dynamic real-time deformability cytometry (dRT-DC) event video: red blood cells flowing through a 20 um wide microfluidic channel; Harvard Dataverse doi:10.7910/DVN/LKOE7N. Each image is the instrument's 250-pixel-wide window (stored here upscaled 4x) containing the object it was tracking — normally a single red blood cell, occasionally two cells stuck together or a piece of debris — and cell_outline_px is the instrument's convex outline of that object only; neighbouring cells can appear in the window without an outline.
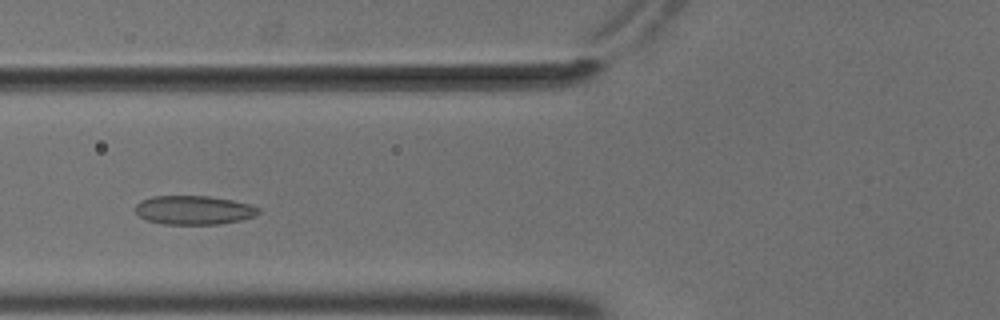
{"species": "common noctule bat (a hibernating species)", "species_latin": "Nyctalus noctula", "temperature_condition": "cold", "stored_images_in_passage": 40, "camera_frame_rate_fps": 3000, "um_per_image_px": 0.085, "animal": {"sex": "male", "body_mass_g": 18.8}, "frame": {"image": 1, "passage_image": 7, "time_ms": 2.0, "image_size_px": [1000, 320], "cell_outline_px": [[260, 212], [256, 216], [240, 220], [220, 224], [164, 224], [148, 220], [140, 216], [132, 208], [140, 200], [152, 196], [208, 196], [232, 200], [248, 204], [260, 208]], "centroid_in_image_um": [16.46, 17.85], "position_along_channel_um": 109.3, "area_um2": 20.81}}
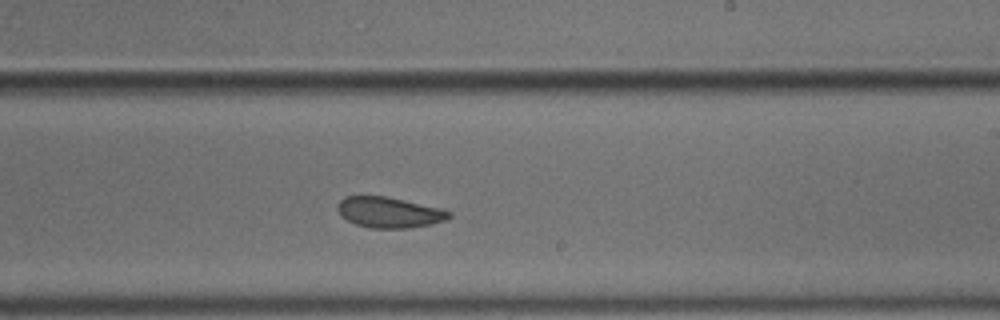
{"frame": {"image": 2, "passage_image": 19, "time_ms": 6.0, "image_size_px": [1000, 320], "cell_outline_px": [[452, 216], [444, 220], [432, 224], [408, 228], [368, 228], [356, 224], [340, 216], [336, 208], [336, 204], [344, 196], [388, 196], [444, 208], [452, 212]], "centroid_in_image_um": [33.09, 18.04], "position_along_channel_um": 255.9, "area_um2": 20.35}}
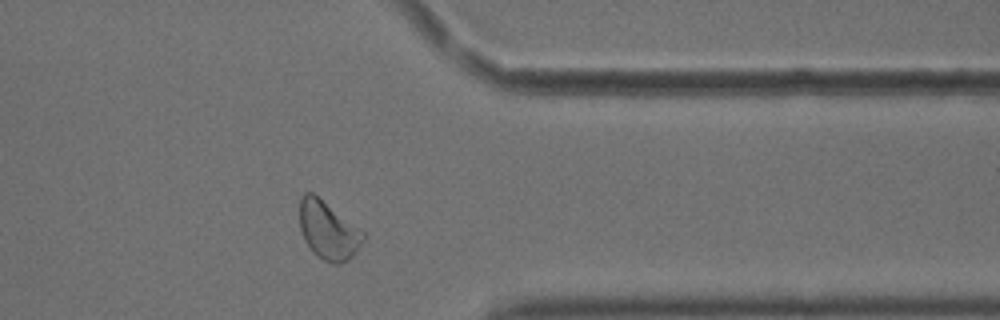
{"frame": {"image": 3, "passage_image": 30, "time_ms": 9.667, "image_size_px": [1000, 320], "cell_outline_px": [[364, 240], [352, 256], [348, 260], [340, 264], [332, 264], [316, 256], [312, 252], [304, 240], [300, 228], [300, 200], [304, 192], [312, 192], [364, 232]], "centroid_in_image_um": [27.87, 19.6], "position_along_channel_um": 383.5, "area_um2": 21.33}, "authors_computed_cell_mechanics": {"area_um2": 20.808, "velocity_mm_per_s": 3.6615, "shape_relaxation_time_tau1_ms": null, "shape_relaxation_time_tau2_ms": 4.8661, "deformation_change_tau1": null, "deformation_change_tau2": 0.0951}}